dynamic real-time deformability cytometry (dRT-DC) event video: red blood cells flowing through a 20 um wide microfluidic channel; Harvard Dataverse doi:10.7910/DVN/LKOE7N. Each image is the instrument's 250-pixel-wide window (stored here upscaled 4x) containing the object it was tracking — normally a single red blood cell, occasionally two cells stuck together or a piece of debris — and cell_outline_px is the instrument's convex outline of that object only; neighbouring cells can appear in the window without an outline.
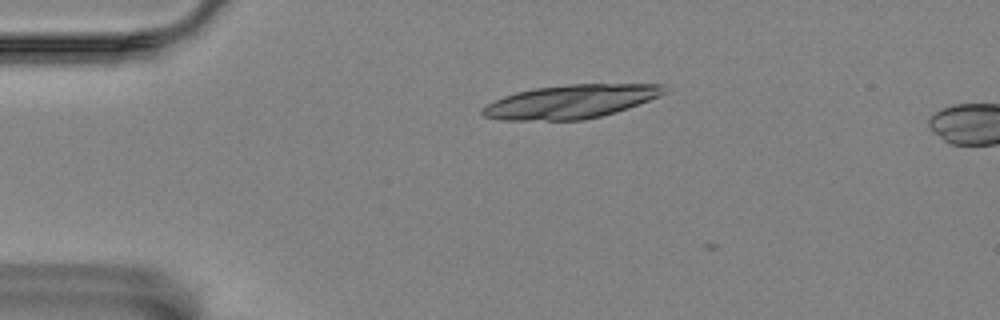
{"species": "Egyptian fruit bat (a non-hibernating species)", "species_latin": "Rousettus aegyptiacus", "temperature_condition": "room temperature", "stored_images_in_passage": 2, "camera_frame_rate_fps": 3000, "um_per_image_px": 0.085, "animal": {"sex": "female"}, "frame": {"image": 1, "passage_image": 1, "time_ms": 0.0, "image_size_px": [1000, 320], "cell_outline_px": [[668, 92], [660, 96], [616, 112], [584, 120], [500, 120], [484, 116], [480, 112], [480, 108], [504, 96], [516, 92], [536, 88], [568, 84], [664, 84]], "centroid_in_image_um": [48.52, 8.63], "position_along_channel_um": 36.5, "area_um2": 35.55}}